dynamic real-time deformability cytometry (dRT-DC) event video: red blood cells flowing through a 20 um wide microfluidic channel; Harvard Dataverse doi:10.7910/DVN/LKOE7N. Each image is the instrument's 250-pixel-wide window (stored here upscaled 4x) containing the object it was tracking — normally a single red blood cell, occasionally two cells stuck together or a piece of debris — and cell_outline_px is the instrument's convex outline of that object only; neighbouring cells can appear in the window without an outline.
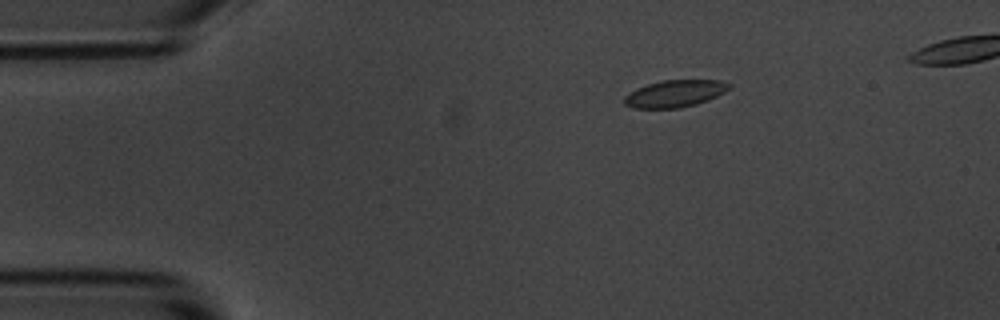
{"species": "common noctule bat (a hibernating species)", "species_latin": "Nyctalus noctula", "temperature_condition": "room temperature", "stored_images_in_passage": 6, "camera_frame_rate_fps": 3000, "um_per_image_px": 0.085, "animal": {"sex": "male", "body_mass_g": 20.1, "forearm_length_mm": 53.5}, "frame": {"image": 1, "passage_image": 3, "time_ms": 2.333, "image_size_px": [1000, 320], "cell_outline_px": [[732, 84], [724, 92], [708, 100], [696, 104], [680, 108], [632, 108], [624, 104], [624, 96], [636, 88], [660, 80], [720, 80]], "centroid_in_image_um": [57.34, 7.95], "position_along_channel_um": 27.7, "area_um2": 16.53}}